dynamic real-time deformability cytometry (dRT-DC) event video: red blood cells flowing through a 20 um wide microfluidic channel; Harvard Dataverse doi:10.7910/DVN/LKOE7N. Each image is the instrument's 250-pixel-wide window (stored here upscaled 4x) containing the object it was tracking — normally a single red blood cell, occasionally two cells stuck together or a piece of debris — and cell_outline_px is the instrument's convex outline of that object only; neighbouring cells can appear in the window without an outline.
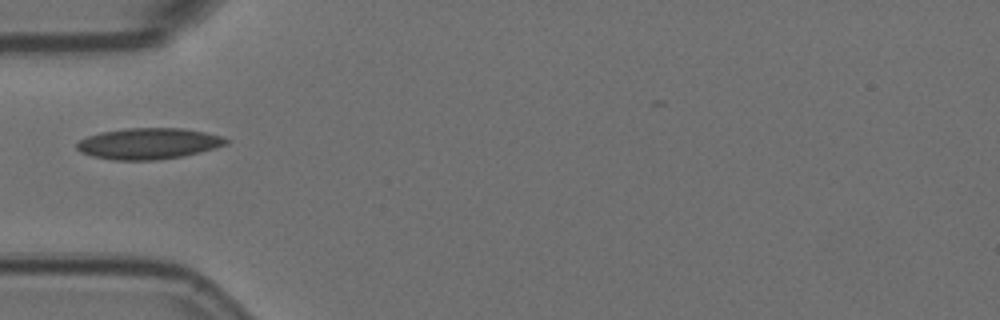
{"species": "Egyptian fruit bat (a non-hibernating species)", "species_latin": "Rousettus aegyptiacus", "temperature_condition": "room temperature", "stored_images_in_passage": 37, "camera_frame_rate_fps": 3000, "um_per_image_px": 0.085, "animal": {"sex": "female"}, "frame": {"image": 1, "passage_image": 1, "time_ms": 0.0, "image_size_px": [1000, 320], "cell_outline_px": [[228, 144], [216, 148], [184, 156], [156, 160], [112, 160], [92, 156], [80, 152], [76, 148], [76, 144], [80, 140], [88, 136], [100, 132], [128, 128], [184, 128], [224, 136], [228, 140]], "centroid_in_image_um": [12.64, 12.2], "position_along_channel_um": 72.4, "area_um2": 27.22}}